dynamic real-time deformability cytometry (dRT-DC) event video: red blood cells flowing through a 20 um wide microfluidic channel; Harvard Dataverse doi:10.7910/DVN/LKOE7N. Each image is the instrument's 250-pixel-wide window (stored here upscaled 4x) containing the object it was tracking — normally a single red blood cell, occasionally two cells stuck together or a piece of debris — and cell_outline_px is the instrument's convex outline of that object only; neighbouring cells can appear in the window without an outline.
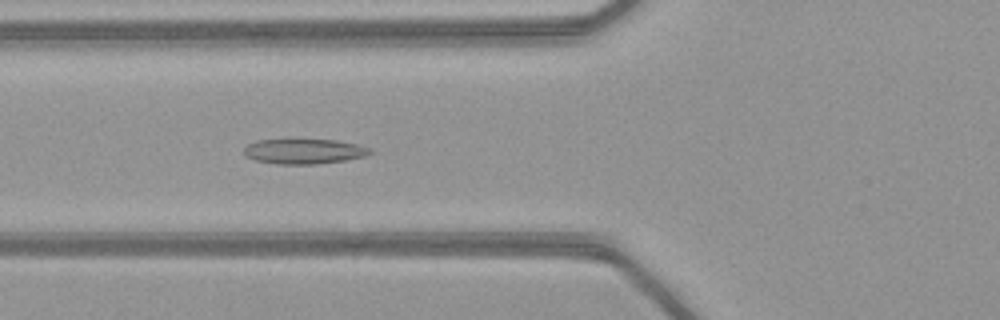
{"species": "common noctule bat (a hibernating species)", "species_latin": "Nyctalus noctula", "temperature_condition": "warm", "stored_images_in_passage": 50, "camera_frame_rate_fps": 3000, "um_per_image_px": 0.085, "animal": {"sex": "female", "body_mass_g": 21.9}, "frame": {"image": 1, "passage_image": 19, "time_ms": 6.0, "image_size_px": [1000, 320], "cell_outline_px": [[372, 152], [368, 156], [344, 160], [316, 164], [276, 164], [256, 160], [244, 156], [244, 148], [248, 144], [256, 140], [336, 140], [356, 144], [368, 148]], "centroid_in_image_um": [25.82, 12.87], "position_along_channel_um": 100.0, "area_um2": 18.26}}
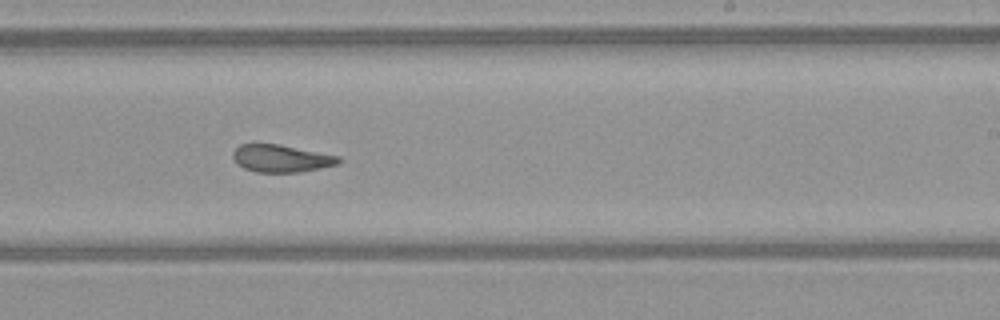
{"frame": {"image": 2, "passage_image": 31, "time_ms": 10.0, "image_size_px": [1000, 320], "cell_outline_px": [[344, 160], [340, 164], [300, 172], [256, 172], [244, 168], [236, 164], [232, 156], [232, 152], [240, 144], [280, 144], [340, 156]], "centroid_in_image_um": [23.93, 13.47], "position_along_channel_um": 265.1, "area_um2": 17.11}}
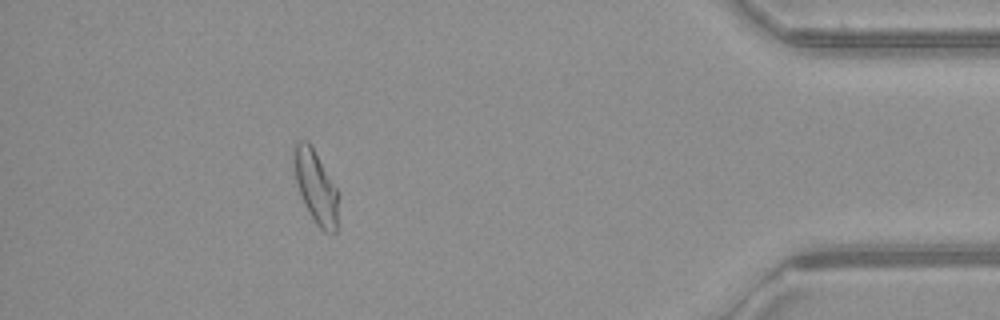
{"frame": {"image": 3, "passage_image": 45, "time_ms": 14.667, "image_size_px": [1000, 320], "cell_outline_px": [[340, 196], [336, 232], [324, 232], [316, 224], [304, 204], [300, 196], [296, 180], [292, 160], [292, 148], [296, 140], [308, 140], [340, 192]], "centroid_in_image_um": [26.85, 15.85], "position_along_channel_um": 408.4, "area_um2": 19.48}, "authors_computed_cell_mechanics": {"area_um2": 18.785, "velocity_mm_per_s": 4.1157, "shape_relaxation_time_tau1_ms": null, "shape_relaxation_time_tau2_ms": 1.0458, "deformation_change_tau1": null, "deformation_change_tau2": 0.072}}